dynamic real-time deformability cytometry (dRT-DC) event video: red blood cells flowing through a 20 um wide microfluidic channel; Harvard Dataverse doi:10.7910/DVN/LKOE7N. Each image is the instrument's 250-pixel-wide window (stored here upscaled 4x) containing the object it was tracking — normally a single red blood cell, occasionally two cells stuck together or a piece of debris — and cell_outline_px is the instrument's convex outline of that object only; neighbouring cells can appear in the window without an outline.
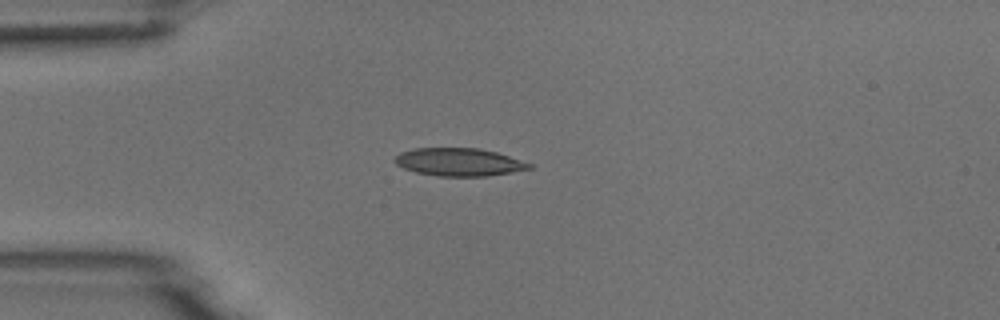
{"species": "common noctule bat (a hibernating species)", "species_latin": "Nyctalus noctula", "temperature_condition": "room temperature", "stored_images_in_passage": 4, "camera_frame_rate_fps": 3000, "um_per_image_px": 0.085, "animal": {"sex": "male", "body_mass_g": 18.8}, "frame": {"image": 1, "passage_image": 4, "time_ms": 3.333, "image_size_px": [1000, 320], "cell_outline_px": [[536, 168], [488, 176], [436, 176], [416, 172], [404, 168], [396, 164], [392, 160], [400, 152], [412, 148], [476, 148], [496, 152], [532, 164]], "centroid_in_image_um": [39.0, 13.78], "position_along_channel_um": 46.0, "area_um2": 21.91}}